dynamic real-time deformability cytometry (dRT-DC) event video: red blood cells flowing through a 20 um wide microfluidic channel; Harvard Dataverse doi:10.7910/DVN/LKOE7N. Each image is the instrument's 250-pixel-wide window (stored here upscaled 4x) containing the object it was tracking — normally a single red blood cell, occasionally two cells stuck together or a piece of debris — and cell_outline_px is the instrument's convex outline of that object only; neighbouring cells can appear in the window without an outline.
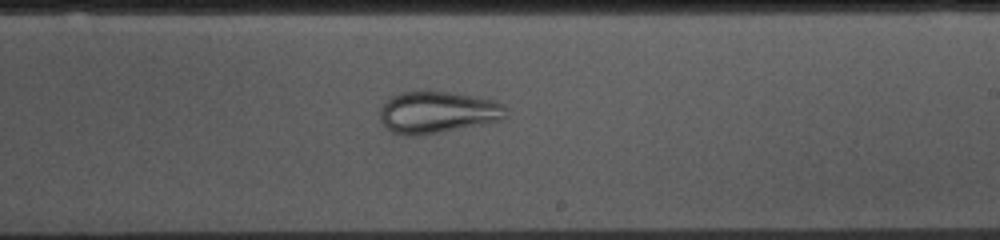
{"species": "common noctule bat (a hibernating species)", "species_latin": "Nyctalus noctula", "temperature_condition": "cold", "stored_images_in_passage": 46, "camera_frame_rate_fps": 3000, "um_per_image_px": 0.085, "animal": {"sex": "female", "body_mass_g": 10.0, "forearm_length_mm": 53.1}, "frame": {"image": 1, "passage_image": 30, "time_ms": 9.667, "image_size_px": [1000, 240], "cell_outline_px": [[504, 116], [500, 120], [416, 136], [404, 136], [392, 132], [380, 120], [380, 104], [392, 96], [400, 92], [448, 92], [492, 100], [504, 104]], "centroid_in_image_um": [37.09, 9.54], "position_along_channel_um": 251.9, "area_um2": 30.06}}
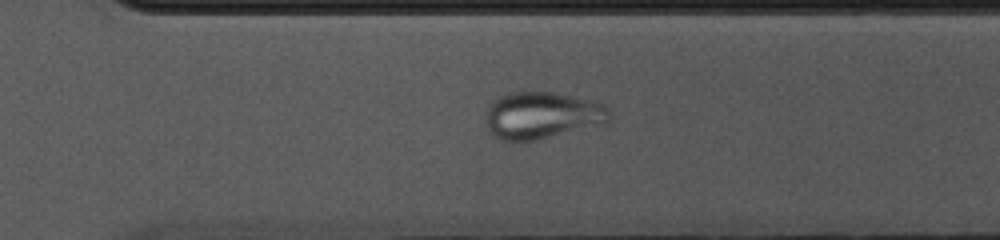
{"frame": {"image": 2, "passage_image": 36, "time_ms": 11.667, "image_size_px": [1000, 240], "cell_outline_px": [[612, 120], [608, 124], [536, 140], [500, 140], [488, 128], [484, 120], [484, 116], [488, 104], [492, 100], [508, 92], [552, 92], [592, 100], [604, 104], [612, 112]], "centroid_in_image_um": [46.12, 9.8], "position_along_channel_um": 324.5, "area_um2": 34.51}}
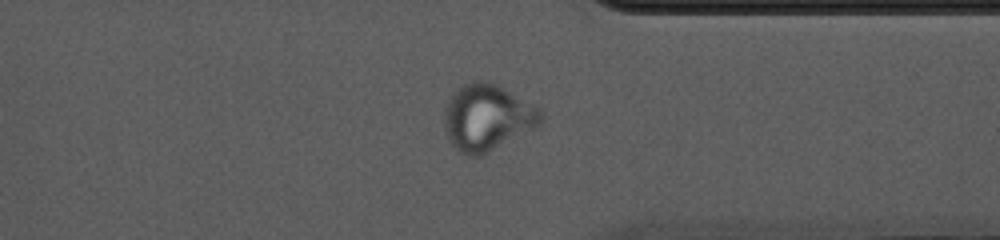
{"frame": {"image": 3, "passage_image": 40, "time_ms": 13.0, "image_size_px": [1000, 240], "cell_outline_px": [[544, 120], [540, 124], [480, 156], [468, 156], [456, 148], [448, 140], [444, 132], [444, 108], [448, 100], [456, 88], [472, 80], [488, 80], [504, 88], [540, 108], [544, 116]], "centroid_in_image_um": [41.38, 9.95], "position_along_channel_um": 370.0, "area_um2": 37.34}}